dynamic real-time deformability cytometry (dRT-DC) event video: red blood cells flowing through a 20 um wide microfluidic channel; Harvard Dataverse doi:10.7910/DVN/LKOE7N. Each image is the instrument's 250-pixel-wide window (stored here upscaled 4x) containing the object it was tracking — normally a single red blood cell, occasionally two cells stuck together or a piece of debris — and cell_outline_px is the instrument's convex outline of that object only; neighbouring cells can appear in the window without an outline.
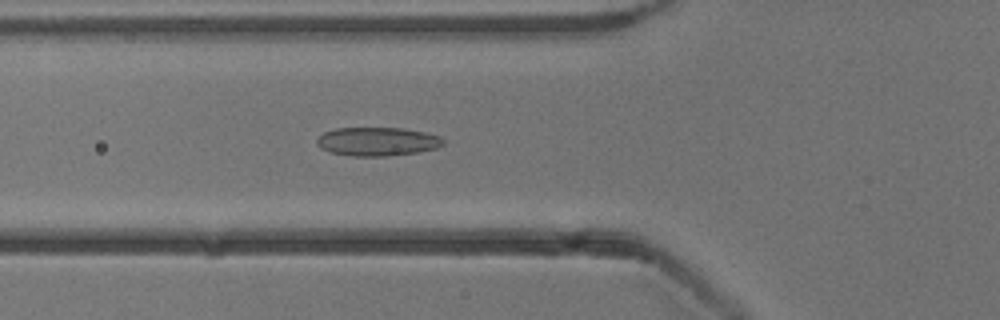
{"species": "common noctule bat (a hibernating species)", "species_latin": "Nyctalus noctula", "temperature_condition": "cold", "stored_images_in_passage": 46, "camera_frame_rate_fps": 3000, "um_per_image_px": 0.085, "animal": {"sex": "male", "body_mass_g": 13.3}, "frame": {"image": 1, "passage_image": 12, "time_ms": 3.667, "image_size_px": [1000, 320], "cell_outline_px": [[444, 144], [436, 148], [416, 152], [388, 156], [352, 156], [328, 152], [320, 148], [316, 144], [316, 140], [324, 132], [336, 128], [404, 128], [424, 132], [440, 136], [444, 140]], "centroid_in_image_um": [32.05, 12.03], "position_along_channel_um": 93.7, "area_um2": 21.15}}
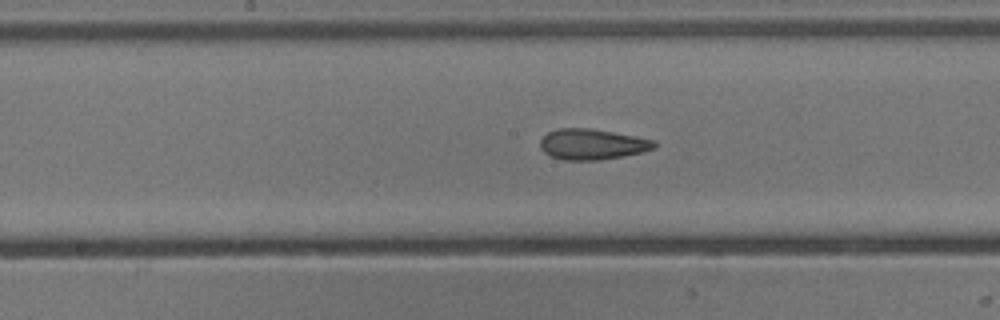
{"frame": {"image": 2, "passage_image": 20, "time_ms": 6.333, "image_size_px": [1000, 320], "cell_outline_px": [[656, 148], [624, 156], [600, 160], [564, 160], [548, 156], [540, 148], [540, 140], [548, 132], [560, 128], [592, 128], [656, 140]], "centroid_in_image_um": [50.33, 12.26], "position_along_channel_um": 197.9, "area_um2": 20.52}}
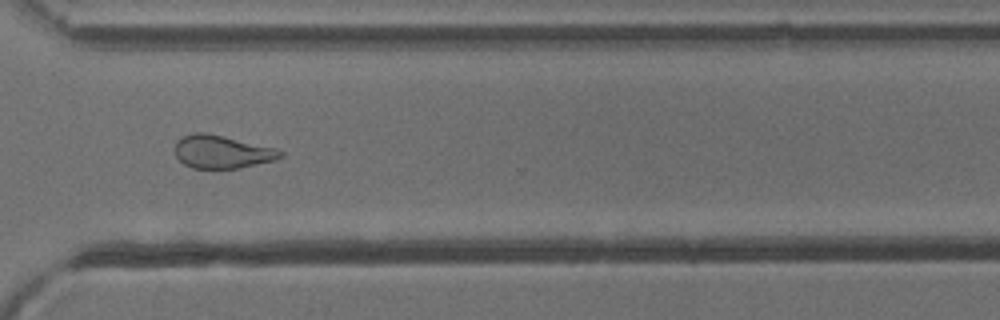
{"frame": {"image": 3, "passage_image": 32, "time_ms": 10.333, "image_size_px": [1000, 320], "cell_outline_px": [[284, 156], [276, 160], [240, 168], [192, 168], [184, 164], [176, 156], [176, 140], [184, 136], [196, 132], [204, 132], [224, 136], [280, 148], [284, 152]], "centroid_in_image_um": [18.94, 12.9], "position_along_channel_um": 351.7, "area_um2": 20.52}, "authors_computed_cell_mechanics": {"area_um2": 21.1259, "velocity_mm_per_s": 3.8605, "shape_relaxation_time_tau1_ms": 10.7349, "shape_relaxation_time_tau2_ms": 2.7468, "deformation_change_tau1": 0.1886, "deformation_change_tau2": 0.1015}}